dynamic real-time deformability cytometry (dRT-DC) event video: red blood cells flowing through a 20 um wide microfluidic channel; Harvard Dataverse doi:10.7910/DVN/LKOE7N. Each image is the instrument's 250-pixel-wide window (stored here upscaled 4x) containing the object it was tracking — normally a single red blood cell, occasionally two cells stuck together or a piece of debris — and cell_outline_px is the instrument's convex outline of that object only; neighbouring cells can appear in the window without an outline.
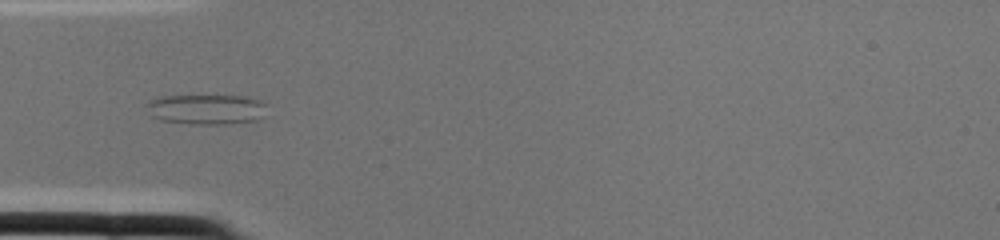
{"species": "common noctule bat (a hibernating species)", "species_latin": "Nyctalus noctula", "temperature_condition": "cold", "stored_images_in_passage": 2, "camera_frame_rate_fps": 3000, "um_per_image_px": 0.085, "animal": {"sex": "female", "body_mass_g": 22.0, "forearm_length_mm": 56.7}, "frame": {"image": 1, "passage_image": 2, "time_ms": 0.333, "image_size_px": [1000, 240], "cell_outline_px": [[264, 116], [256, 120], [224, 124], [188, 124], [160, 120], [152, 116], [144, 104], [148, 100], [156, 96], [216, 92], [244, 96], [260, 100], [264, 104]], "centroid_in_image_um": [17.47, 9.22], "position_along_channel_um": 67.5, "area_um2": 22.48}}